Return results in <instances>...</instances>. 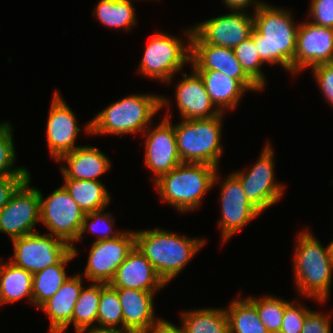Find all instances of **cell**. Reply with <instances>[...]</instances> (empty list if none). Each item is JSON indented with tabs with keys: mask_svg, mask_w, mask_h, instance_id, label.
<instances>
[{
	"mask_svg": "<svg viewBox=\"0 0 333 333\" xmlns=\"http://www.w3.org/2000/svg\"><path fill=\"white\" fill-rule=\"evenodd\" d=\"M254 28L251 32L261 61L280 65L294 76V54L297 32L293 15L288 9L261 5L253 12Z\"/></svg>",
	"mask_w": 333,
	"mask_h": 333,
	"instance_id": "1",
	"label": "cell"
},
{
	"mask_svg": "<svg viewBox=\"0 0 333 333\" xmlns=\"http://www.w3.org/2000/svg\"><path fill=\"white\" fill-rule=\"evenodd\" d=\"M296 239L293 252L295 288L299 296L324 304L333 284L331 242L328 246H323L308 228L302 229Z\"/></svg>",
	"mask_w": 333,
	"mask_h": 333,
	"instance_id": "2",
	"label": "cell"
},
{
	"mask_svg": "<svg viewBox=\"0 0 333 333\" xmlns=\"http://www.w3.org/2000/svg\"><path fill=\"white\" fill-rule=\"evenodd\" d=\"M168 98L154 94H131L98 112L83 129L88 135H128L143 133L163 107H171ZM169 105V106H168Z\"/></svg>",
	"mask_w": 333,
	"mask_h": 333,
	"instance_id": "3",
	"label": "cell"
},
{
	"mask_svg": "<svg viewBox=\"0 0 333 333\" xmlns=\"http://www.w3.org/2000/svg\"><path fill=\"white\" fill-rule=\"evenodd\" d=\"M134 233L135 245L166 284L181 273L206 243V239L181 236L158 227Z\"/></svg>",
	"mask_w": 333,
	"mask_h": 333,
	"instance_id": "4",
	"label": "cell"
},
{
	"mask_svg": "<svg viewBox=\"0 0 333 333\" xmlns=\"http://www.w3.org/2000/svg\"><path fill=\"white\" fill-rule=\"evenodd\" d=\"M217 171L214 165L182 162L162 174L154 185L161 201L183 214L200 207L205 194L220 181Z\"/></svg>",
	"mask_w": 333,
	"mask_h": 333,
	"instance_id": "5",
	"label": "cell"
},
{
	"mask_svg": "<svg viewBox=\"0 0 333 333\" xmlns=\"http://www.w3.org/2000/svg\"><path fill=\"white\" fill-rule=\"evenodd\" d=\"M181 120L174 125L177 150L182 162L206 163L219 168L224 153L221 145L223 116Z\"/></svg>",
	"mask_w": 333,
	"mask_h": 333,
	"instance_id": "6",
	"label": "cell"
},
{
	"mask_svg": "<svg viewBox=\"0 0 333 333\" xmlns=\"http://www.w3.org/2000/svg\"><path fill=\"white\" fill-rule=\"evenodd\" d=\"M184 33L186 42L181 37L156 30L139 62L138 72L166 85L172 83L173 76L182 71L186 63H191L193 27L184 30Z\"/></svg>",
	"mask_w": 333,
	"mask_h": 333,
	"instance_id": "7",
	"label": "cell"
},
{
	"mask_svg": "<svg viewBox=\"0 0 333 333\" xmlns=\"http://www.w3.org/2000/svg\"><path fill=\"white\" fill-rule=\"evenodd\" d=\"M40 196V223L53 235L67 242L75 250L84 218V213L64 186L55 189L49 196Z\"/></svg>",
	"mask_w": 333,
	"mask_h": 333,
	"instance_id": "8",
	"label": "cell"
},
{
	"mask_svg": "<svg viewBox=\"0 0 333 333\" xmlns=\"http://www.w3.org/2000/svg\"><path fill=\"white\" fill-rule=\"evenodd\" d=\"M274 148L267 141L255 165L248 170L234 171L249 202L261 213L275 205L284 194V186L275 179Z\"/></svg>",
	"mask_w": 333,
	"mask_h": 333,
	"instance_id": "9",
	"label": "cell"
},
{
	"mask_svg": "<svg viewBox=\"0 0 333 333\" xmlns=\"http://www.w3.org/2000/svg\"><path fill=\"white\" fill-rule=\"evenodd\" d=\"M11 242L14 255L8 260L32 275L58 264L72 250L62 239L39 232L14 238Z\"/></svg>",
	"mask_w": 333,
	"mask_h": 333,
	"instance_id": "10",
	"label": "cell"
},
{
	"mask_svg": "<svg viewBox=\"0 0 333 333\" xmlns=\"http://www.w3.org/2000/svg\"><path fill=\"white\" fill-rule=\"evenodd\" d=\"M31 174L11 196L7 205L0 211V233L10 239L35 233V225L40 222L39 189L31 187Z\"/></svg>",
	"mask_w": 333,
	"mask_h": 333,
	"instance_id": "11",
	"label": "cell"
},
{
	"mask_svg": "<svg viewBox=\"0 0 333 333\" xmlns=\"http://www.w3.org/2000/svg\"><path fill=\"white\" fill-rule=\"evenodd\" d=\"M193 27L191 43H208L234 48L250 37L254 28L253 14L231 11L226 15L206 19Z\"/></svg>",
	"mask_w": 333,
	"mask_h": 333,
	"instance_id": "12",
	"label": "cell"
},
{
	"mask_svg": "<svg viewBox=\"0 0 333 333\" xmlns=\"http://www.w3.org/2000/svg\"><path fill=\"white\" fill-rule=\"evenodd\" d=\"M134 246L135 233L132 230H124L113 239L93 241L81 275L91 282L109 284Z\"/></svg>",
	"mask_w": 333,
	"mask_h": 333,
	"instance_id": "13",
	"label": "cell"
},
{
	"mask_svg": "<svg viewBox=\"0 0 333 333\" xmlns=\"http://www.w3.org/2000/svg\"><path fill=\"white\" fill-rule=\"evenodd\" d=\"M219 185L222 214L218 227L221 230V241L226 243L241 231L242 227L258 218L261 212L249 202L240 180L233 173L224 178Z\"/></svg>",
	"mask_w": 333,
	"mask_h": 333,
	"instance_id": "14",
	"label": "cell"
},
{
	"mask_svg": "<svg viewBox=\"0 0 333 333\" xmlns=\"http://www.w3.org/2000/svg\"><path fill=\"white\" fill-rule=\"evenodd\" d=\"M169 115L166 111L162 122L153 125V128L150 125L142 133L146 136L144 163L153 172V182L182 163L177 150L174 124Z\"/></svg>",
	"mask_w": 333,
	"mask_h": 333,
	"instance_id": "15",
	"label": "cell"
},
{
	"mask_svg": "<svg viewBox=\"0 0 333 333\" xmlns=\"http://www.w3.org/2000/svg\"><path fill=\"white\" fill-rule=\"evenodd\" d=\"M333 62V29L300 23L294 54V77L306 68Z\"/></svg>",
	"mask_w": 333,
	"mask_h": 333,
	"instance_id": "16",
	"label": "cell"
},
{
	"mask_svg": "<svg viewBox=\"0 0 333 333\" xmlns=\"http://www.w3.org/2000/svg\"><path fill=\"white\" fill-rule=\"evenodd\" d=\"M49 110L46 141L51 157L57 161L62 155L79 147L75 145V141L81 129L74 112L57 89L53 94Z\"/></svg>",
	"mask_w": 333,
	"mask_h": 333,
	"instance_id": "17",
	"label": "cell"
},
{
	"mask_svg": "<svg viewBox=\"0 0 333 333\" xmlns=\"http://www.w3.org/2000/svg\"><path fill=\"white\" fill-rule=\"evenodd\" d=\"M190 64L194 70H215L238 79L250 92L261 91L243 71L233 48L208 43H191Z\"/></svg>",
	"mask_w": 333,
	"mask_h": 333,
	"instance_id": "18",
	"label": "cell"
},
{
	"mask_svg": "<svg viewBox=\"0 0 333 333\" xmlns=\"http://www.w3.org/2000/svg\"><path fill=\"white\" fill-rule=\"evenodd\" d=\"M113 288H131L157 293L167 284L135 245L109 283Z\"/></svg>",
	"mask_w": 333,
	"mask_h": 333,
	"instance_id": "19",
	"label": "cell"
},
{
	"mask_svg": "<svg viewBox=\"0 0 333 333\" xmlns=\"http://www.w3.org/2000/svg\"><path fill=\"white\" fill-rule=\"evenodd\" d=\"M191 74L182 71V80L175 86V101L182 120L208 119L221 112L211 102L200 75L193 69Z\"/></svg>",
	"mask_w": 333,
	"mask_h": 333,
	"instance_id": "20",
	"label": "cell"
},
{
	"mask_svg": "<svg viewBox=\"0 0 333 333\" xmlns=\"http://www.w3.org/2000/svg\"><path fill=\"white\" fill-rule=\"evenodd\" d=\"M115 289L123 312L124 332L150 333L162 320L155 316V293L131 288Z\"/></svg>",
	"mask_w": 333,
	"mask_h": 333,
	"instance_id": "21",
	"label": "cell"
},
{
	"mask_svg": "<svg viewBox=\"0 0 333 333\" xmlns=\"http://www.w3.org/2000/svg\"><path fill=\"white\" fill-rule=\"evenodd\" d=\"M57 161L65 163L60 168L63 179L100 181L99 177L107 173L112 166L106 154L90 145H79L73 151L62 155Z\"/></svg>",
	"mask_w": 333,
	"mask_h": 333,
	"instance_id": "22",
	"label": "cell"
},
{
	"mask_svg": "<svg viewBox=\"0 0 333 333\" xmlns=\"http://www.w3.org/2000/svg\"><path fill=\"white\" fill-rule=\"evenodd\" d=\"M83 276L69 275L58 291L39 308L49 317V333H64L72 323L75 303L83 288Z\"/></svg>",
	"mask_w": 333,
	"mask_h": 333,
	"instance_id": "23",
	"label": "cell"
},
{
	"mask_svg": "<svg viewBox=\"0 0 333 333\" xmlns=\"http://www.w3.org/2000/svg\"><path fill=\"white\" fill-rule=\"evenodd\" d=\"M202 78L211 102L222 113L234 110L249 91L238 79L215 70H195Z\"/></svg>",
	"mask_w": 333,
	"mask_h": 333,
	"instance_id": "24",
	"label": "cell"
},
{
	"mask_svg": "<svg viewBox=\"0 0 333 333\" xmlns=\"http://www.w3.org/2000/svg\"><path fill=\"white\" fill-rule=\"evenodd\" d=\"M33 275L12 262H0L1 306L23 298L33 304Z\"/></svg>",
	"mask_w": 333,
	"mask_h": 333,
	"instance_id": "25",
	"label": "cell"
},
{
	"mask_svg": "<svg viewBox=\"0 0 333 333\" xmlns=\"http://www.w3.org/2000/svg\"><path fill=\"white\" fill-rule=\"evenodd\" d=\"M62 185L84 214L108 208L111 194L102 180L64 179Z\"/></svg>",
	"mask_w": 333,
	"mask_h": 333,
	"instance_id": "26",
	"label": "cell"
},
{
	"mask_svg": "<svg viewBox=\"0 0 333 333\" xmlns=\"http://www.w3.org/2000/svg\"><path fill=\"white\" fill-rule=\"evenodd\" d=\"M78 249L71 250L58 264L33 274L32 294L33 305L39 308L50 299L69 277L65 266L78 255Z\"/></svg>",
	"mask_w": 333,
	"mask_h": 333,
	"instance_id": "27",
	"label": "cell"
},
{
	"mask_svg": "<svg viewBox=\"0 0 333 333\" xmlns=\"http://www.w3.org/2000/svg\"><path fill=\"white\" fill-rule=\"evenodd\" d=\"M185 333H229L225 308H199L181 313Z\"/></svg>",
	"mask_w": 333,
	"mask_h": 333,
	"instance_id": "28",
	"label": "cell"
},
{
	"mask_svg": "<svg viewBox=\"0 0 333 333\" xmlns=\"http://www.w3.org/2000/svg\"><path fill=\"white\" fill-rule=\"evenodd\" d=\"M133 1L135 0H99L93 15L104 26L127 32L137 24Z\"/></svg>",
	"mask_w": 333,
	"mask_h": 333,
	"instance_id": "29",
	"label": "cell"
},
{
	"mask_svg": "<svg viewBox=\"0 0 333 333\" xmlns=\"http://www.w3.org/2000/svg\"><path fill=\"white\" fill-rule=\"evenodd\" d=\"M229 333H269L256 307L247 298H236L225 309Z\"/></svg>",
	"mask_w": 333,
	"mask_h": 333,
	"instance_id": "30",
	"label": "cell"
},
{
	"mask_svg": "<svg viewBox=\"0 0 333 333\" xmlns=\"http://www.w3.org/2000/svg\"><path fill=\"white\" fill-rule=\"evenodd\" d=\"M101 283L91 282L83 287L74 306L72 325L76 333L96 329Z\"/></svg>",
	"mask_w": 333,
	"mask_h": 333,
	"instance_id": "31",
	"label": "cell"
},
{
	"mask_svg": "<svg viewBox=\"0 0 333 333\" xmlns=\"http://www.w3.org/2000/svg\"><path fill=\"white\" fill-rule=\"evenodd\" d=\"M96 330L124 332L123 312L117 290L105 283H101Z\"/></svg>",
	"mask_w": 333,
	"mask_h": 333,
	"instance_id": "32",
	"label": "cell"
},
{
	"mask_svg": "<svg viewBox=\"0 0 333 333\" xmlns=\"http://www.w3.org/2000/svg\"><path fill=\"white\" fill-rule=\"evenodd\" d=\"M273 296L265 294L259 299L253 295L246 298L256 307L260 320L269 333H279L285 307L290 301Z\"/></svg>",
	"mask_w": 333,
	"mask_h": 333,
	"instance_id": "33",
	"label": "cell"
},
{
	"mask_svg": "<svg viewBox=\"0 0 333 333\" xmlns=\"http://www.w3.org/2000/svg\"><path fill=\"white\" fill-rule=\"evenodd\" d=\"M233 51L245 74L263 90L267 83L264 71L261 69L264 63L260 59L253 38L251 36L248 37L234 47Z\"/></svg>",
	"mask_w": 333,
	"mask_h": 333,
	"instance_id": "34",
	"label": "cell"
},
{
	"mask_svg": "<svg viewBox=\"0 0 333 333\" xmlns=\"http://www.w3.org/2000/svg\"><path fill=\"white\" fill-rule=\"evenodd\" d=\"M13 126L7 122H0V176L29 175L26 167H14L16 151L13 140Z\"/></svg>",
	"mask_w": 333,
	"mask_h": 333,
	"instance_id": "35",
	"label": "cell"
},
{
	"mask_svg": "<svg viewBox=\"0 0 333 333\" xmlns=\"http://www.w3.org/2000/svg\"><path fill=\"white\" fill-rule=\"evenodd\" d=\"M105 209L106 208L84 215L82 228L76 242H81L84 232L95 234V241L113 239L123 233V231L118 232L113 229V226L116 223L114 221L115 218L112 217V213L104 212Z\"/></svg>",
	"mask_w": 333,
	"mask_h": 333,
	"instance_id": "36",
	"label": "cell"
},
{
	"mask_svg": "<svg viewBox=\"0 0 333 333\" xmlns=\"http://www.w3.org/2000/svg\"><path fill=\"white\" fill-rule=\"evenodd\" d=\"M298 303L296 299L286 305L279 333H301L305 317L311 309Z\"/></svg>",
	"mask_w": 333,
	"mask_h": 333,
	"instance_id": "37",
	"label": "cell"
},
{
	"mask_svg": "<svg viewBox=\"0 0 333 333\" xmlns=\"http://www.w3.org/2000/svg\"><path fill=\"white\" fill-rule=\"evenodd\" d=\"M308 20L314 25L333 29V0H310Z\"/></svg>",
	"mask_w": 333,
	"mask_h": 333,
	"instance_id": "38",
	"label": "cell"
},
{
	"mask_svg": "<svg viewBox=\"0 0 333 333\" xmlns=\"http://www.w3.org/2000/svg\"><path fill=\"white\" fill-rule=\"evenodd\" d=\"M310 70L321 93L333 107V62L316 65Z\"/></svg>",
	"mask_w": 333,
	"mask_h": 333,
	"instance_id": "39",
	"label": "cell"
},
{
	"mask_svg": "<svg viewBox=\"0 0 333 333\" xmlns=\"http://www.w3.org/2000/svg\"><path fill=\"white\" fill-rule=\"evenodd\" d=\"M331 314L311 310L305 317L301 333H332Z\"/></svg>",
	"mask_w": 333,
	"mask_h": 333,
	"instance_id": "40",
	"label": "cell"
},
{
	"mask_svg": "<svg viewBox=\"0 0 333 333\" xmlns=\"http://www.w3.org/2000/svg\"><path fill=\"white\" fill-rule=\"evenodd\" d=\"M29 175L0 176V211L7 205L11 196L28 179Z\"/></svg>",
	"mask_w": 333,
	"mask_h": 333,
	"instance_id": "41",
	"label": "cell"
},
{
	"mask_svg": "<svg viewBox=\"0 0 333 333\" xmlns=\"http://www.w3.org/2000/svg\"><path fill=\"white\" fill-rule=\"evenodd\" d=\"M263 0H223L225 6H227V9L229 8L231 11H245L246 8H250L252 5L254 8V11L259 8L261 5L267 4L268 2H262Z\"/></svg>",
	"mask_w": 333,
	"mask_h": 333,
	"instance_id": "42",
	"label": "cell"
},
{
	"mask_svg": "<svg viewBox=\"0 0 333 333\" xmlns=\"http://www.w3.org/2000/svg\"><path fill=\"white\" fill-rule=\"evenodd\" d=\"M150 333H185L181 326H175L170 321L162 319Z\"/></svg>",
	"mask_w": 333,
	"mask_h": 333,
	"instance_id": "43",
	"label": "cell"
},
{
	"mask_svg": "<svg viewBox=\"0 0 333 333\" xmlns=\"http://www.w3.org/2000/svg\"><path fill=\"white\" fill-rule=\"evenodd\" d=\"M82 333H129V332H122V331H110V330H88Z\"/></svg>",
	"mask_w": 333,
	"mask_h": 333,
	"instance_id": "44",
	"label": "cell"
},
{
	"mask_svg": "<svg viewBox=\"0 0 333 333\" xmlns=\"http://www.w3.org/2000/svg\"><path fill=\"white\" fill-rule=\"evenodd\" d=\"M331 245H332V252H333V240L331 241Z\"/></svg>",
	"mask_w": 333,
	"mask_h": 333,
	"instance_id": "45",
	"label": "cell"
}]
</instances>
